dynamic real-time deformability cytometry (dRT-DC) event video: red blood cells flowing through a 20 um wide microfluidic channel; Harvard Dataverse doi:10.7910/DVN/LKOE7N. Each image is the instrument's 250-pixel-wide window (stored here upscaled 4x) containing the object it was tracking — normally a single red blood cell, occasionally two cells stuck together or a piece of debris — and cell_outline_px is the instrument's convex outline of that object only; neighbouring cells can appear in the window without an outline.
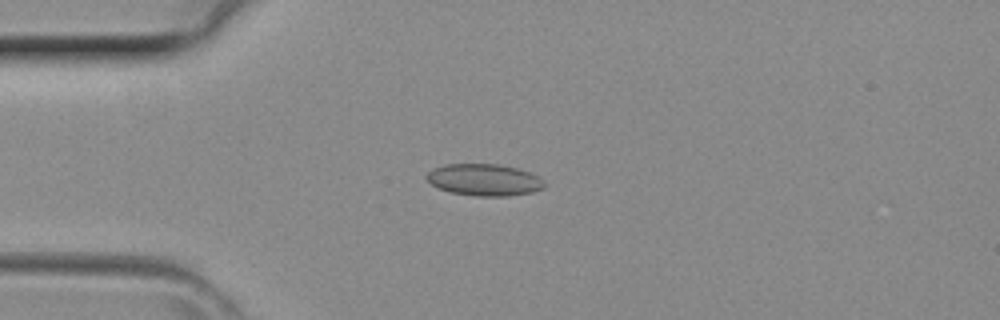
{"species": "common noctule bat (a hibernating species)", "species_latin": "Nyctalus noctula", "temperature_condition": "room temperature", "stored_images_in_passage": 38, "camera_frame_rate_fps": 3000, "um_per_image_px": 0.085, "animal": {"sex": "female", "body_mass_g": 29.2, "forearm_length_mm": 56.3}, "frame": {"image": 1, "passage_image": 7, "time_ms": 2.0, "image_size_px": [1000, 320], "cell_outline_px": [[544, 188], [532, 192], [508, 196], [476, 196], [452, 192], [440, 188], [432, 184], [424, 176], [432, 168], [444, 164], [500, 164], [516, 168], [528, 172], [544, 180]], "centroid_in_image_um": [41.14, 15.28], "position_along_channel_um": 43.9, "area_um2": 21.73}}
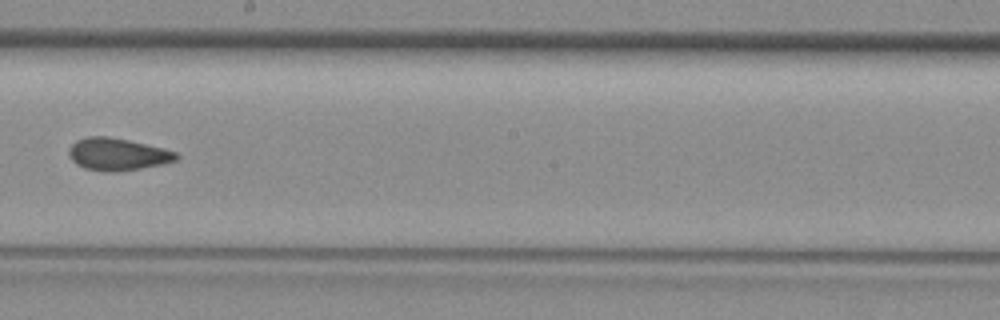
{"frame": {"image": 2, "passage_image": 20, "time_ms": 6.333, "image_size_px": [1000, 320], "cell_outline_px": [[180, 156], [176, 160], [160, 164], [140, 168], [112, 172], [104, 172], [84, 168], [76, 164], [72, 160], [68, 152], [72, 144], [76, 140], [88, 136], [108, 136], [128, 140], [176, 152]], "centroid_in_image_um": [9.94, 13.11], "position_along_channel_um": 238.3, "area_um2": 19.94}}
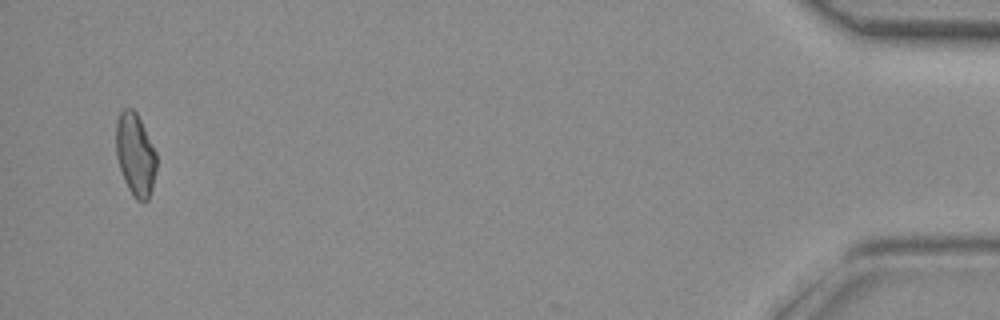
{"frame": {"image": 3, "passage_image": 37, "time_ms": 12.0, "image_size_px": [1000, 320], "cell_outline_px": [[156, 168], [152, 188], [148, 200], [136, 200], [132, 196], [124, 180], [116, 156], [116, 120], [120, 112], [124, 108], [132, 108], [136, 112], [156, 152]], "centroid_in_image_um": [11.49, 13.13], "position_along_channel_um": 423.7, "area_um2": 19.36}}